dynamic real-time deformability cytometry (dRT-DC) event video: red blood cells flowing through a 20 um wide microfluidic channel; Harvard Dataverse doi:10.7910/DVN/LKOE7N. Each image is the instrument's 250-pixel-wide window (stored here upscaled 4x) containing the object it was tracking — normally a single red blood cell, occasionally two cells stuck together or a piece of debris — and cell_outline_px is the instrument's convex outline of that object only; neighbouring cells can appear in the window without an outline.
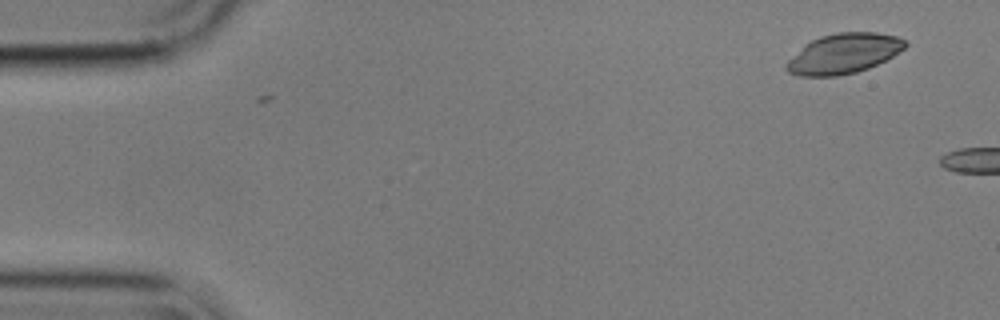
{"species": "common noctule bat (a hibernating species)", "species_latin": "Nyctalus noctula", "temperature_condition": "cold", "stored_images_in_passage": 2, "camera_frame_rate_fps": 3000, "um_per_image_px": 0.085, "animal": {"sex": "male", "body_mass_g": 17.9}, "frame": {"image": 1, "passage_image": 1, "time_ms": 0.0, "image_size_px": [1000, 320], "cell_outline_px": [[908, 44], [904, 48], [892, 56], [868, 68], [856, 72], [836, 76], [800, 76], [788, 72], [784, 68], [784, 64], [804, 44], [820, 36], [836, 32], [876, 32], [896, 36], [908, 40]], "centroid_in_image_um": [71.69, 4.54], "position_along_channel_um": 13.3, "area_um2": 27.74}}